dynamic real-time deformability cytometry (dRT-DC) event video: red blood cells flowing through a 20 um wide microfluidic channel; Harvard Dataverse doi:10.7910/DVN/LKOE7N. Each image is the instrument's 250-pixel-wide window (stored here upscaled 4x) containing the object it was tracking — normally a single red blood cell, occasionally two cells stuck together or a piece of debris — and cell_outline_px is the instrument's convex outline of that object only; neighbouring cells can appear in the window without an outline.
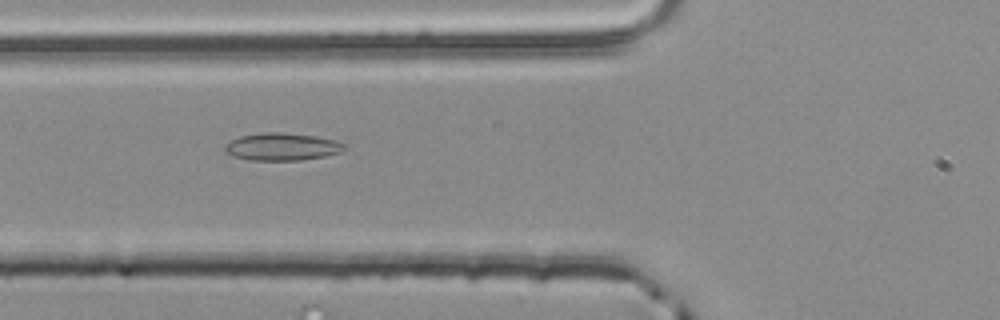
{"species": "common noctule bat (a hibernating species)", "species_latin": "Nyctalus noctula", "temperature_condition": "room temperature", "stored_images_in_passage": 22, "camera_frame_rate_fps": 3000, "um_per_image_px": 0.085, "animal": {"sex": "male", "body_mass_g": 20.4}, "frame": {"image": 1, "passage_image": 4, "time_ms": 1.0, "image_size_px": [1000, 320], "cell_outline_px": [[348, 148], [340, 152], [324, 156], [300, 160], [252, 160], [232, 156], [224, 152], [224, 148], [232, 140], [240, 136], [264, 132], [280, 132], [316, 136], [336, 140], [348, 144]], "centroid_in_image_um": [24.02, 12.47], "position_along_channel_um": 101.8, "area_um2": 19.19}}
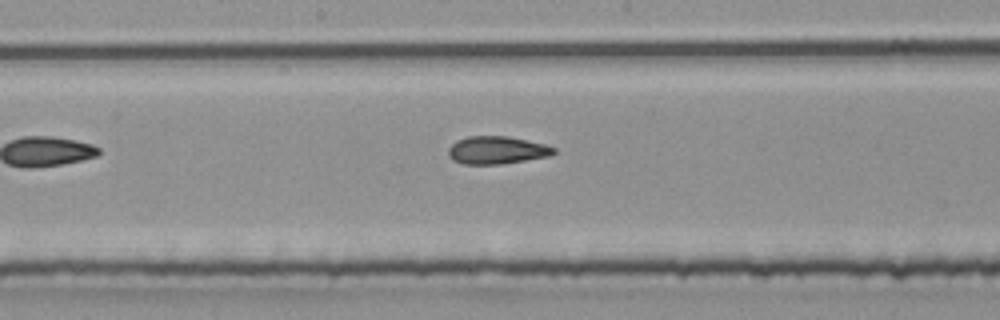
{"frame": {"image": 2, "passage_image": 12, "time_ms": 3.667, "image_size_px": [1000, 320], "cell_outline_px": [[556, 152], [548, 156], [500, 164], [464, 164], [452, 160], [448, 152], [448, 148], [456, 140], [468, 136], [508, 136], [544, 144], [556, 148]], "centroid_in_image_um": [42.2, 12.75], "position_along_channel_um": 206.0, "area_um2": 16.94}}
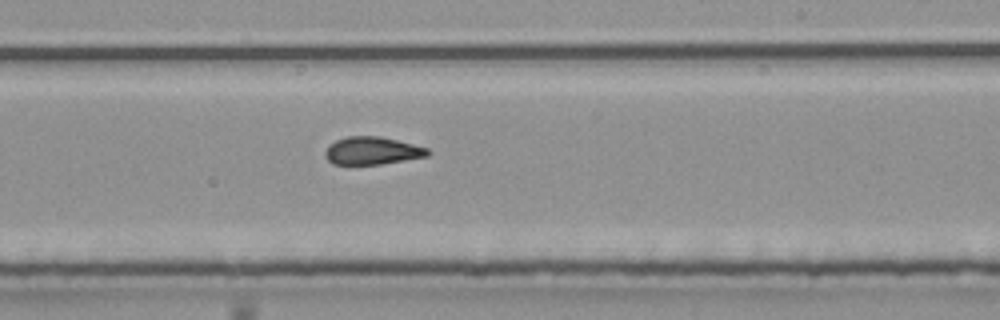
{"frame": {"image": 3, "passage_image": 16, "time_ms": 5.0, "image_size_px": [1000, 320], "cell_outline_px": [[432, 152], [428, 156], [380, 164], [332, 164], [324, 156], [324, 152], [336, 140], [348, 136], [380, 136], [428, 148]], "centroid_in_image_um": [31.65, 12.81], "position_along_channel_um": 257.4, "area_um2": 16.42}}